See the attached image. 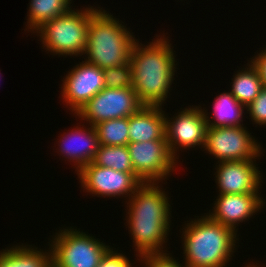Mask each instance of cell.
I'll list each match as a JSON object with an SVG mask.
<instances>
[{"mask_svg": "<svg viewBox=\"0 0 266 267\" xmlns=\"http://www.w3.org/2000/svg\"><path fill=\"white\" fill-rule=\"evenodd\" d=\"M130 198L127 223L136 255L164 253L162 245L167 242L171 222L167 194L158 182H149L142 183Z\"/></svg>", "mask_w": 266, "mask_h": 267, "instance_id": "6da1fadb", "label": "cell"}, {"mask_svg": "<svg viewBox=\"0 0 266 267\" xmlns=\"http://www.w3.org/2000/svg\"><path fill=\"white\" fill-rule=\"evenodd\" d=\"M168 40L161 36L146 46L135 41L131 49L132 87L144 105L162 106L175 80L177 61Z\"/></svg>", "mask_w": 266, "mask_h": 267, "instance_id": "7a4b0ae2", "label": "cell"}, {"mask_svg": "<svg viewBox=\"0 0 266 267\" xmlns=\"http://www.w3.org/2000/svg\"><path fill=\"white\" fill-rule=\"evenodd\" d=\"M183 229L187 267L227 266L238 240L237 232L211 220L207 214L187 223Z\"/></svg>", "mask_w": 266, "mask_h": 267, "instance_id": "3957f363", "label": "cell"}, {"mask_svg": "<svg viewBox=\"0 0 266 267\" xmlns=\"http://www.w3.org/2000/svg\"><path fill=\"white\" fill-rule=\"evenodd\" d=\"M102 8L90 19L85 61L101 69L130 64L131 49L135 41L133 33Z\"/></svg>", "mask_w": 266, "mask_h": 267, "instance_id": "277c9868", "label": "cell"}, {"mask_svg": "<svg viewBox=\"0 0 266 267\" xmlns=\"http://www.w3.org/2000/svg\"><path fill=\"white\" fill-rule=\"evenodd\" d=\"M97 10L92 6L81 11L70 9L43 23L33 33L40 34L43 47L54 55L81 56L86 50L90 19Z\"/></svg>", "mask_w": 266, "mask_h": 267, "instance_id": "5b68a950", "label": "cell"}, {"mask_svg": "<svg viewBox=\"0 0 266 267\" xmlns=\"http://www.w3.org/2000/svg\"><path fill=\"white\" fill-rule=\"evenodd\" d=\"M50 244L56 267H97L110 248L98 239L74 228L60 230Z\"/></svg>", "mask_w": 266, "mask_h": 267, "instance_id": "8992f818", "label": "cell"}, {"mask_svg": "<svg viewBox=\"0 0 266 267\" xmlns=\"http://www.w3.org/2000/svg\"><path fill=\"white\" fill-rule=\"evenodd\" d=\"M143 106L133 87H105L81 108L76 117L94 126L110 119L129 117Z\"/></svg>", "mask_w": 266, "mask_h": 267, "instance_id": "52a82bcc", "label": "cell"}, {"mask_svg": "<svg viewBox=\"0 0 266 267\" xmlns=\"http://www.w3.org/2000/svg\"><path fill=\"white\" fill-rule=\"evenodd\" d=\"M243 126L208 127L204 150L219 162L254 160L261 145Z\"/></svg>", "mask_w": 266, "mask_h": 267, "instance_id": "ba28073f", "label": "cell"}, {"mask_svg": "<svg viewBox=\"0 0 266 267\" xmlns=\"http://www.w3.org/2000/svg\"><path fill=\"white\" fill-rule=\"evenodd\" d=\"M127 147L134 173L143 183H160L176 167L177 160L169 151L167 139L129 142Z\"/></svg>", "mask_w": 266, "mask_h": 267, "instance_id": "9c48e42d", "label": "cell"}, {"mask_svg": "<svg viewBox=\"0 0 266 267\" xmlns=\"http://www.w3.org/2000/svg\"><path fill=\"white\" fill-rule=\"evenodd\" d=\"M81 186L97 197L129 198L143 183L135 173L116 171L111 168L95 165L93 162L84 166L78 173Z\"/></svg>", "mask_w": 266, "mask_h": 267, "instance_id": "30bf717a", "label": "cell"}, {"mask_svg": "<svg viewBox=\"0 0 266 267\" xmlns=\"http://www.w3.org/2000/svg\"><path fill=\"white\" fill-rule=\"evenodd\" d=\"M207 128L208 124L201 106L192 105V108H185L171 119L166 116L165 138L170 153L179 159L176 157L178 148L189 149L195 146L204 148Z\"/></svg>", "mask_w": 266, "mask_h": 267, "instance_id": "8fae6325", "label": "cell"}, {"mask_svg": "<svg viewBox=\"0 0 266 267\" xmlns=\"http://www.w3.org/2000/svg\"><path fill=\"white\" fill-rule=\"evenodd\" d=\"M62 81L63 100L74 115L105 88L103 69L87 61L73 67Z\"/></svg>", "mask_w": 266, "mask_h": 267, "instance_id": "7c38bea8", "label": "cell"}, {"mask_svg": "<svg viewBox=\"0 0 266 267\" xmlns=\"http://www.w3.org/2000/svg\"><path fill=\"white\" fill-rule=\"evenodd\" d=\"M253 161L219 162L215 172L219 194L259 193L262 175Z\"/></svg>", "mask_w": 266, "mask_h": 267, "instance_id": "4fadbf2b", "label": "cell"}, {"mask_svg": "<svg viewBox=\"0 0 266 267\" xmlns=\"http://www.w3.org/2000/svg\"><path fill=\"white\" fill-rule=\"evenodd\" d=\"M217 197L213 211L207 216L235 232L236 225L249 220L265 204L259 193L219 194Z\"/></svg>", "mask_w": 266, "mask_h": 267, "instance_id": "5bb4252c", "label": "cell"}, {"mask_svg": "<svg viewBox=\"0 0 266 267\" xmlns=\"http://www.w3.org/2000/svg\"><path fill=\"white\" fill-rule=\"evenodd\" d=\"M62 136L58 141L61 144H58L61 147L59 152L64 157L66 156L68 161L70 159V162L75 163L78 173L84 166L93 161L99 148L95 127L91 125V127L84 129L76 126V129L64 133Z\"/></svg>", "mask_w": 266, "mask_h": 267, "instance_id": "9a60e30c", "label": "cell"}, {"mask_svg": "<svg viewBox=\"0 0 266 267\" xmlns=\"http://www.w3.org/2000/svg\"><path fill=\"white\" fill-rule=\"evenodd\" d=\"M165 114L161 106L144 105L129 116V142H145L165 138Z\"/></svg>", "mask_w": 266, "mask_h": 267, "instance_id": "2e32d148", "label": "cell"}, {"mask_svg": "<svg viewBox=\"0 0 266 267\" xmlns=\"http://www.w3.org/2000/svg\"><path fill=\"white\" fill-rule=\"evenodd\" d=\"M213 105V118H209V116H207L209 114L206 113L205 109L203 110L208 127L243 125L240 122H243L241 118H243L242 115L246 107L242 105L230 92H223L217 96Z\"/></svg>", "mask_w": 266, "mask_h": 267, "instance_id": "e0dca14e", "label": "cell"}, {"mask_svg": "<svg viewBox=\"0 0 266 267\" xmlns=\"http://www.w3.org/2000/svg\"><path fill=\"white\" fill-rule=\"evenodd\" d=\"M25 245L0 251V267H48L52 263V251L37 250Z\"/></svg>", "mask_w": 266, "mask_h": 267, "instance_id": "ac0fdd59", "label": "cell"}, {"mask_svg": "<svg viewBox=\"0 0 266 267\" xmlns=\"http://www.w3.org/2000/svg\"><path fill=\"white\" fill-rule=\"evenodd\" d=\"M246 68L239 70L232 79L230 93L245 107H247L261 92L263 82L258 69L251 62ZM245 69V70H244Z\"/></svg>", "mask_w": 266, "mask_h": 267, "instance_id": "d6986e66", "label": "cell"}, {"mask_svg": "<svg viewBox=\"0 0 266 267\" xmlns=\"http://www.w3.org/2000/svg\"><path fill=\"white\" fill-rule=\"evenodd\" d=\"M71 0H31L27 29L34 31L43 23L65 14L71 9Z\"/></svg>", "mask_w": 266, "mask_h": 267, "instance_id": "ffe728a7", "label": "cell"}, {"mask_svg": "<svg viewBox=\"0 0 266 267\" xmlns=\"http://www.w3.org/2000/svg\"><path fill=\"white\" fill-rule=\"evenodd\" d=\"M92 162L95 165L111 168L116 171L134 173L127 145H99Z\"/></svg>", "mask_w": 266, "mask_h": 267, "instance_id": "44dd1931", "label": "cell"}, {"mask_svg": "<svg viewBox=\"0 0 266 267\" xmlns=\"http://www.w3.org/2000/svg\"><path fill=\"white\" fill-rule=\"evenodd\" d=\"M99 145L126 146L129 143V117L115 118L94 125Z\"/></svg>", "mask_w": 266, "mask_h": 267, "instance_id": "7402d4cb", "label": "cell"}, {"mask_svg": "<svg viewBox=\"0 0 266 267\" xmlns=\"http://www.w3.org/2000/svg\"><path fill=\"white\" fill-rule=\"evenodd\" d=\"M104 84L108 88L132 87L131 64H122L111 68L103 69Z\"/></svg>", "mask_w": 266, "mask_h": 267, "instance_id": "603a6c76", "label": "cell"}, {"mask_svg": "<svg viewBox=\"0 0 266 267\" xmlns=\"http://www.w3.org/2000/svg\"><path fill=\"white\" fill-rule=\"evenodd\" d=\"M249 116L255 124L266 125V87H263L259 95L246 107Z\"/></svg>", "mask_w": 266, "mask_h": 267, "instance_id": "cb8c5ba5", "label": "cell"}, {"mask_svg": "<svg viewBox=\"0 0 266 267\" xmlns=\"http://www.w3.org/2000/svg\"><path fill=\"white\" fill-rule=\"evenodd\" d=\"M168 253H155V254H146L140 257L142 263L145 264L146 267H187L178 263L175 258L170 257Z\"/></svg>", "mask_w": 266, "mask_h": 267, "instance_id": "d4e9b609", "label": "cell"}, {"mask_svg": "<svg viewBox=\"0 0 266 267\" xmlns=\"http://www.w3.org/2000/svg\"><path fill=\"white\" fill-rule=\"evenodd\" d=\"M132 263L129 262L128 258L118 253L110 247L101 258L97 267H132Z\"/></svg>", "mask_w": 266, "mask_h": 267, "instance_id": "484cf974", "label": "cell"}, {"mask_svg": "<svg viewBox=\"0 0 266 267\" xmlns=\"http://www.w3.org/2000/svg\"><path fill=\"white\" fill-rule=\"evenodd\" d=\"M253 58H250V62L258 69L263 86L266 87V48Z\"/></svg>", "mask_w": 266, "mask_h": 267, "instance_id": "4316f807", "label": "cell"}, {"mask_svg": "<svg viewBox=\"0 0 266 267\" xmlns=\"http://www.w3.org/2000/svg\"><path fill=\"white\" fill-rule=\"evenodd\" d=\"M255 263H253V265H251V264H249V265H247V266H245V267H258L257 265H254Z\"/></svg>", "mask_w": 266, "mask_h": 267, "instance_id": "83f0119b", "label": "cell"}, {"mask_svg": "<svg viewBox=\"0 0 266 267\" xmlns=\"http://www.w3.org/2000/svg\"><path fill=\"white\" fill-rule=\"evenodd\" d=\"M48 267H56L53 263H51Z\"/></svg>", "mask_w": 266, "mask_h": 267, "instance_id": "f1b7e54d", "label": "cell"}]
</instances>
